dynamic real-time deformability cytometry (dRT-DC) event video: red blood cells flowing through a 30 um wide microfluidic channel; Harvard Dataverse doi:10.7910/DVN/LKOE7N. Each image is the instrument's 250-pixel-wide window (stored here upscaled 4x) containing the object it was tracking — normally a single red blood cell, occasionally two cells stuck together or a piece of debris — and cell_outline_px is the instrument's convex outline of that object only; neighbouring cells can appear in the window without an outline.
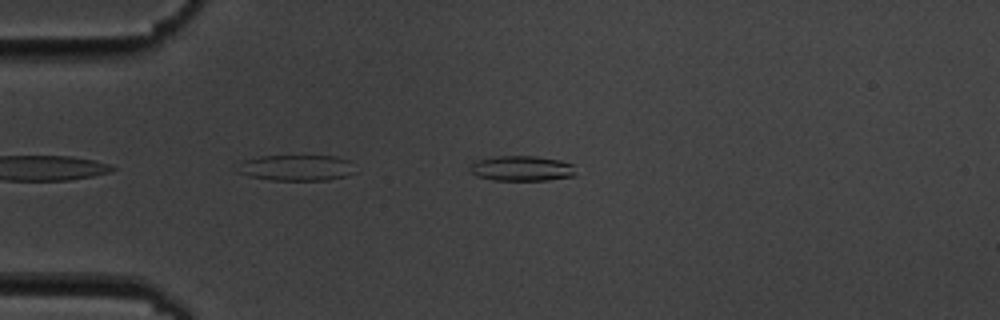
{"species": "common noctule bat (a hibernating species)", "species_latin": "Nyctalus noctula", "temperature_condition": "cold", "stored_images_in_passage": 2, "camera_frame_rate_fps": 3000, "um_per_image_px": 0.085, "animal": {"sex": "male", "body_mass_g": 19.5, "forearm_length_mm": 54.6}, "frame": {"image": 1, "passage_image": 1, "time_ms": 0.0, "image_size_px": [1000, 320], "cell_outline_px": [[576, 176], [548, 180], [492, 180], [476, 176], [468, 172], [468, 168], [476, 160], [496, 156], [536, 156], [560, 160], [572, 164], [576, 172]], "centroid_in_image_um": [44.33, 14.32], "position_along_channel_um": 40.7, "area_um2": 15.78}}